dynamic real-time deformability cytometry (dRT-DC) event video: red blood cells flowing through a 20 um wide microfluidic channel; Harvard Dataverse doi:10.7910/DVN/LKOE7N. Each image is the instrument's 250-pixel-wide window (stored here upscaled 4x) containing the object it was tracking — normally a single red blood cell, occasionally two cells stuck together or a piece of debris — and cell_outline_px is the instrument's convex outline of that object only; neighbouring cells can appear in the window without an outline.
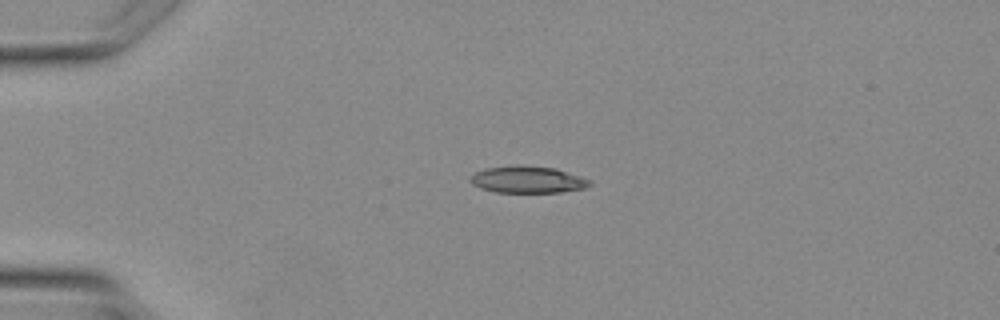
{"species": "Egyptian fruit bat (a non-hibernating species)", "species_latin": "Rousettus aegyptiacus", "temperature_condition": "warm", "stored_images_in_passage": 2, "camera_frame_rate_fps": 3000, "um_per_image_px": 0.085, "animal": {"sex": "female"}, "frame": {"image": 1, "passage_image": 1, "time_ms": 0.0, "image_size_px": [1000, 320], "cell_outline_px": [[592, 184], [584, 188], [560, 192], [496, 192], [480, 188], [472, 184], [468, 180], [468, 176], [484, 168], [520, 164], [556, 168], [592, 180]], "centroid_in_image_um": [44.82, 15.25], "position_along_channel_um": 40.2, "area_um2": 18.96}}
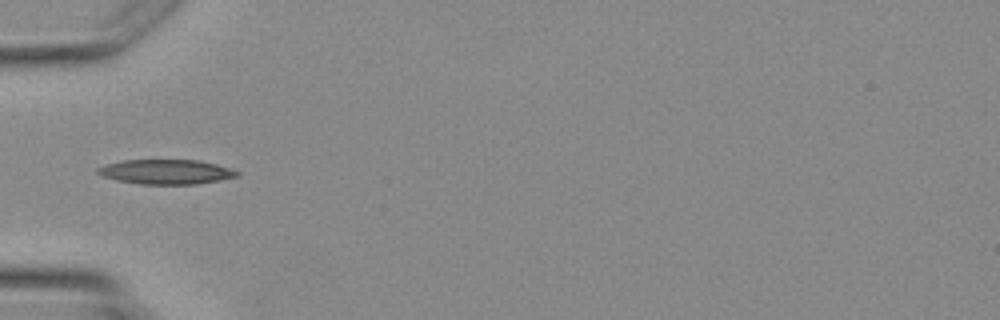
{"frame": {"image": 2, "passage_image": 2, "time_ms": 1.333, "image_size_px": [1000, 320], "cell_outline_px": [[240, 176], [220, 180], [196, 184], [140, 184], [116, 180], [104, 176], [96, 172], [96, 168], [108, 164], [124, 160], [200, 160], [216, 164], [240, 172]], "centroid_in_image_um": [14.14, 14.6], "position_along_channel_um": 70.9, "area_um2": 19.94}}